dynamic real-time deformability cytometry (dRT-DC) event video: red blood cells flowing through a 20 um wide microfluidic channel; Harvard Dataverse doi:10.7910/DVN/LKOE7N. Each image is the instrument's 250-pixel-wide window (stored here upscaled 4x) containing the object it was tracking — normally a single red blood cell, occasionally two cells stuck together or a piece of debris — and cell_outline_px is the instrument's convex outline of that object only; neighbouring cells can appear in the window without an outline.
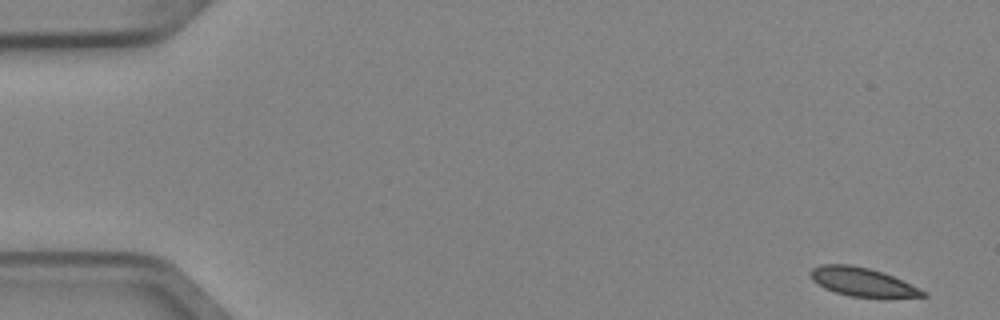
{"species": "Egyptian fruit bat (a non-hibernating species)", "species_latin": "Rousettus aegyptiacus", "temperature_condition": "cold", "stored_images_in_passage": 7, "camera_frame_rate_fps": 3000, "um_per_image_px": 0.085, "animal": {"sex": "female"}, "frame": {"image": 1, "passage_image": 1, "time_ms": 0.0, "image_size_px": [1000, 320], "cell_outline_px": [[928, 296], [852, 296], [836, 292], [824, 288], [812, 280], [808, 272], [812, 268], [820, 264], [852, 264], [868, 268], [892, 276], [920, 288], [928, 292]], "centroid_in_image_um": [73.23, 23.93], "position_along_channel_um": 11.8, "area_um2": 18.32}}
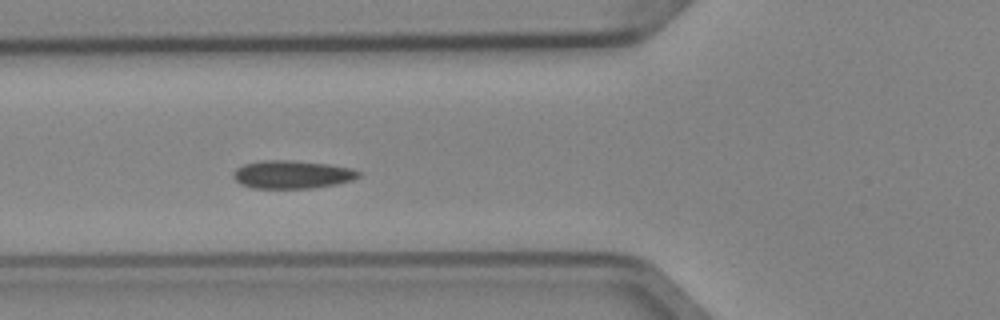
{"frame": {"image": 2, "passage_image": 5, "time_ms": 1.333, "image_size_px": [1000, 320], "cell_outline_px": [[364, 172], [360, 176], [352, 180], [336, 184], [312, 188], [252, 188], [240, 184], [232, 176], [232, 172], [236, 168], [244, 164], [260, 160], [296, 160], [328, 164], [352, 168]], "centroid_in_image_um": [24.84, 14.82], "position_along_channel_um": 101.0, "area_um2": 20.81}}
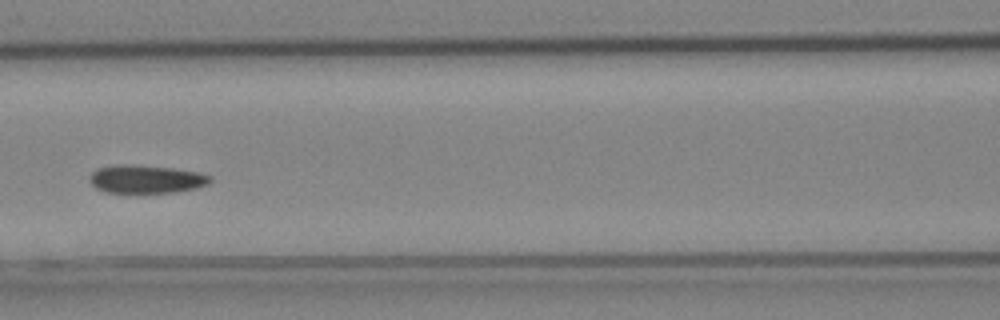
{"frame": {"image": 3, "passage_image": 6, "time_ms": 1.667, "image_size_px": [1000, 320], "cell_outline_px": [[212, 180], [208, 184], [196, 188], [176, 192], [104, 192], [96, 188], [88, 180], [88, 176], [96, 168], [116, 164], [128, 164], [172, 168], [200, 172], [212, 176]], "centroid_in_image_um": [12.4, 15.21], "position_along_channel_um": 154.2, "area_um2": 19.94}}